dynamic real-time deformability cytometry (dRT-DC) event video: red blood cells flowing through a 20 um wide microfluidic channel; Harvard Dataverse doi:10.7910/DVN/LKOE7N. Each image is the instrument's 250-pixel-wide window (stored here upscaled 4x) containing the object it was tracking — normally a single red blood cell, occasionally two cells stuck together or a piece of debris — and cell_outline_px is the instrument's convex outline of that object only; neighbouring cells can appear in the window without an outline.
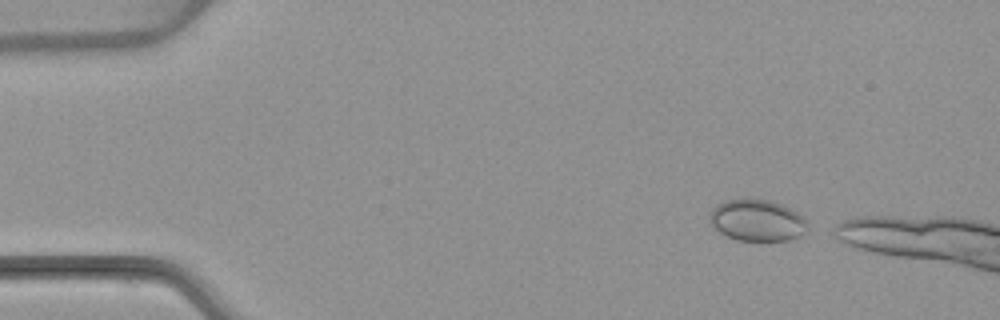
{"species": "common noctule bat (a hibernating species)", "species_latin": "Nyctalus noctula", "temperature_condition": "warm", "stored_images_in_passage": 3, "camera_frame_rate_fps": 3000, "um_per_image_px": 0.085, "animal": {"sex": "female", "body_mass_g": 22.7, "forearm_length_mm": 54.2}, "frame": {"image": 1, "passage_image": 1, "time_ms": 0.0, "image_size_px": [1000, 320], "cell_outline_px": [[808, 228], [804, 236], [788, 240], [736, 240], [720, 232], [708, 220], [708, 212], [716, 204], [724, 200], [744, 196], [772, 200], [796, 212], [808, 220]], "centroid_in_image_um": [64.34, 18.69], "position_along_channel_um": 20.7, "area_um2": 24.45}}